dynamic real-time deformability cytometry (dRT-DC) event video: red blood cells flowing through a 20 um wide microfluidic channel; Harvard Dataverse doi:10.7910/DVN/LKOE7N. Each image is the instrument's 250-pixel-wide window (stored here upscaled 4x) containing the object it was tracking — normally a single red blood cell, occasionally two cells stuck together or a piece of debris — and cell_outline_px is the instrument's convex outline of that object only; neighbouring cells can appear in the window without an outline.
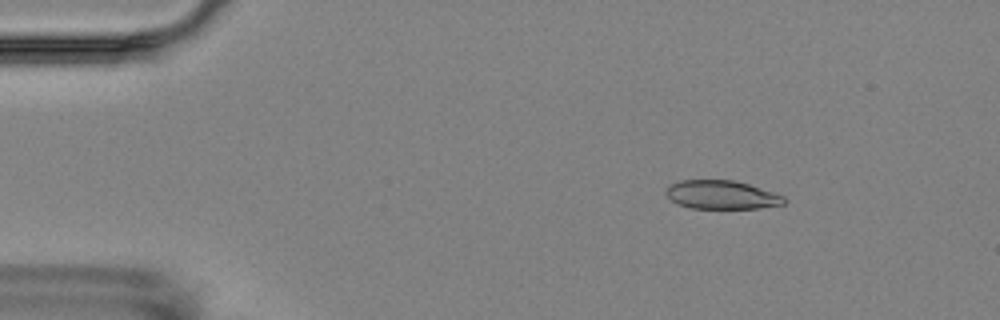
{"species": "Egyptian fruit bat (a non-hibernating species)", "species_latin": "Rousettus aegyptiacus", "temperature_condition": "room temperature", "stored_images_in_passage": 16, "camera_frame_rate_fps": 3000, "um_per_image_px": 0.085, "animal": {"sex": "female"}, "frame": {"image": 1, "passage_image": 3, "time_ms": 2.333, "image_size_px": [1000, 320], "cell_outline_px": [[788, 200], [784, 204], [760, 208], [692, 208], [676, 204], [664, 192], [668, 184], [680, 180], [732, 180], [748, 184], [784, 196]], "centroid_in_image_um": [61.31, 16.56], "position_along_channel_um": 23.7, "area_um2": 19.71}}
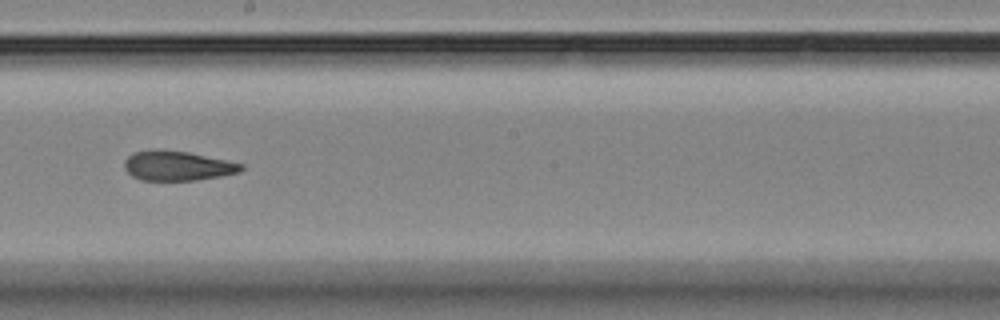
{"frame": {"image": 2, "passage_image": 10, "time_ms": 10.333, "image_size_px": [1000, 320], "cell_outline_px": [[244, 168], [240, 172], [220, 176], [196, 180], [140, 180], [132, 176], [124, 168], [124, 160], [128, 156], [136, 152], [188, 152], [244, 164]], "centroid_in_image_um": [15.12, 14.13], "position_along_channel_um": 233.1, "area_um2": 19.48}}
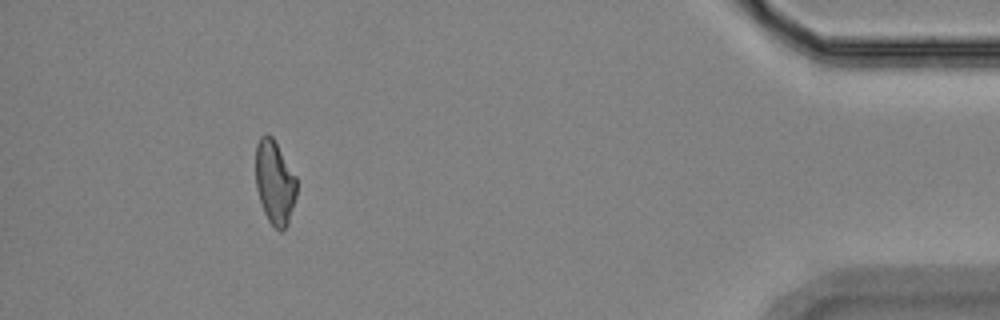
{"frame": {"image": 3, "passage_image": 15, "time_ms": 17.0, "image_size_px": [1000, 320], "cell_outline_px": [[296, 196], [288, 224], [280, 232], [268, 220], [264, 212], [256, 188], [256, 144], [260, 136], [272, 136], [296, 176]], "centroid_in_image_um": [23.35, 15.51], "position_along_channel_um": 411.9, "area_um2": 19.83}, "authors_computed_cell_mechanics": {"area_um2": 20.6924, "velocity_mm_per_s": 3.5336, "shape_relaxation_time_tau1_ms": null, "shape_relaxation_time_tau2_ms": 3.4834, "deformation_change_tau1": null, "deformation_change_tau2": 0.0904}}